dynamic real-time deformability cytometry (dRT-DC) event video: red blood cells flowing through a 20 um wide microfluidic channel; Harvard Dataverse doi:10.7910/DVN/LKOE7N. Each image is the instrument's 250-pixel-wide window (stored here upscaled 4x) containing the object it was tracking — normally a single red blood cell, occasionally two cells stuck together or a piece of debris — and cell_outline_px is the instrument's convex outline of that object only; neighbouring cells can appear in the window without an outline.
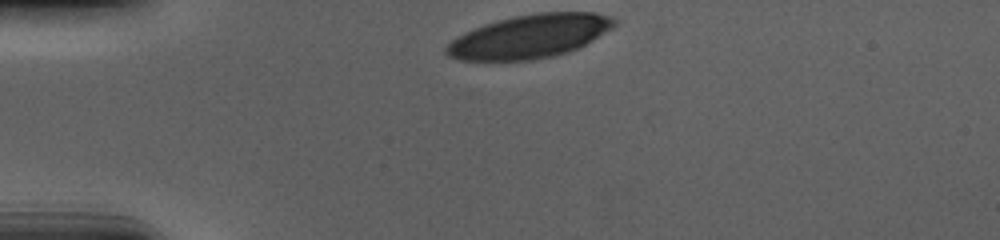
{"species": "human", "species_latin": "Homo sapiens", "temperature_condition": "cold", "stored_images_in_passage": 34, "camera_frame_rate_fps": 3000, "um_per_image_px": 0.085, "donor": {"sex": "male"}, "frame": {"image": 1, "passage_image": 1, "time_ms": 0.0, "image_size_px": [1000, 240], "cell_outline_px": [[616, 24], [612, 28], [592, 40], [568, 52], [556, 56], [532, 60], [460, 60], [448, 56], [444, 52], [444, 48], [456, 36], [464, 32], [484, 24], [512, 16], [536, 12], [596, 12], [612, 16], [616, 20]], "centroid_in_image_um": [45.01, 3.08], "position_along_channel_um": 40.0, "area_um2": 42.71}}
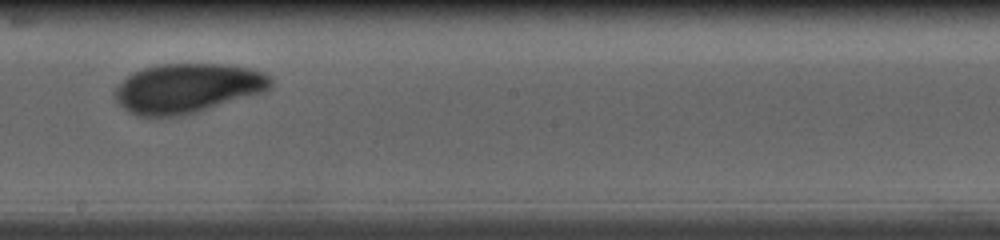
{"frame": {"image": 2, "passage_image": 20, "time_ms": 6.333, "image_size_px": [1000, 240], "cell_outline_px": [[272, 88], [264, 92], [196, 112], [180, 116], [136, 116], [128, 112], [112, 96], [116, 88], [132, 72], [144, 68], [160, 64], [224, 64], [248, 68], [264, 72], [272, 76]], "centroid_in_image_um": [15.95, 7.5], "position_along_channel_um": 232.3, "area_um2": 44.97}}
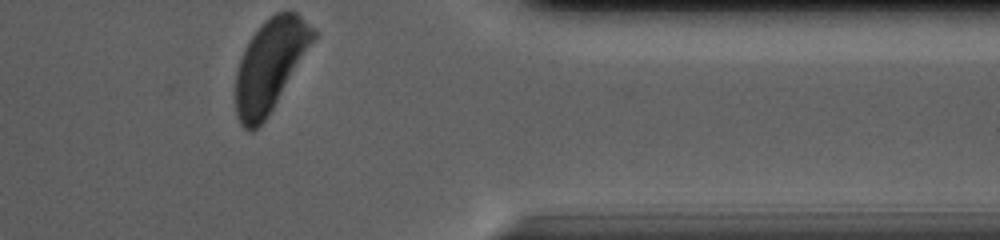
{"frame": {"image": 3, "passage_image": 34, "time_ms": 11.0, "image_size_px": [1000, 240], "cell_outline_px": [[316, 40], [272, 108], [264, 120], [252, 132], [244, 128], [240, 124], [236, 116], [236, 72], [240, 60], [252, 36], [260, 24], [264, 20], [276, 12], [296, 12], [316, 28]], "centroid_in_image_um": [22.99, 5.51], "position_along_channel_um": 388.4, "area_um2": 41.21}, "authors_computed_cell_mechanics": {"area_um2": 44.5927, "velocity_mm_per_s": 3.6603, "shape_relaxation_time_tau1_ms": 2.9432, "shape_relaxation_time_tau2_ms": 2.7828, "deformation_change_tau1": 0.1414, "deformation_change_tau2": 0.0882}}